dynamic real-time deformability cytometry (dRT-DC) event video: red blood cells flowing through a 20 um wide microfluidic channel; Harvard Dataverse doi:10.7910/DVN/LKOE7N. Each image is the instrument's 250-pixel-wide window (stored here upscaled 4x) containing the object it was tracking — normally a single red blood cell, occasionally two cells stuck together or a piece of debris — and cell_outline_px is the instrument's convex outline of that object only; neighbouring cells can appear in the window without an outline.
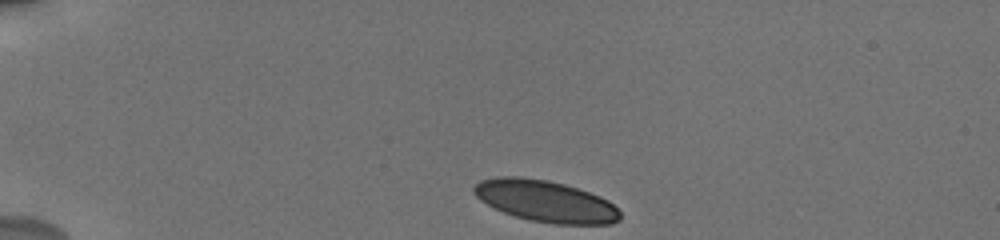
{"species": "human", "species_latin": "Homo sapiens", "temperature_condition": "cold", "stored_images_in_passage": 17, "camera_frame_rate_fps": 3000, "um_per_image_px": 0.085, "donor": {"sex": "male"}, "frame": {"image": 1, "passage_image": 1, "time_ms": 0.0, "image_size_px": [1000, 240], "cell_outline_px": [[620, 220], [612, 224], [552, 224], [532, 220], [516, 216], [504, 212], [480, 200], [472, 192], [472, 188], [480, 180], [500, 176], [520, 176], [548, 180], [564, 184], [600, 196], [608, 200], [620, 212]], "centroid_in_image_um": [46.36, 17.09], "position_along_channel_um": 38.6, "area_um2": 35.26}}
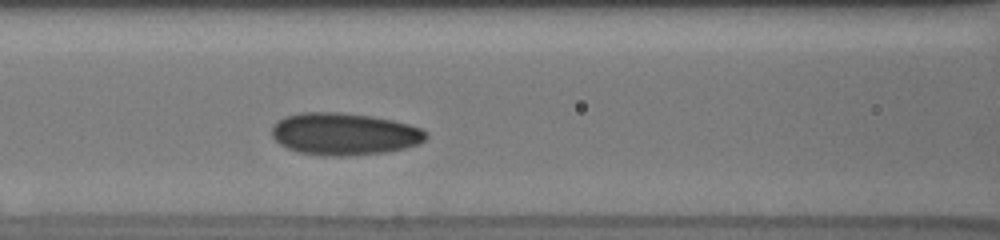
{"frame": {"image": 2, "passage_image": 11, "time_ms": 4.333, "image_size_px": [1000, 240], "cell_outline_px": [[428, 136], [420, 144], [404, 148], [384, 152], [348, 156], [324, 156], [300, 152], [288, 148], [280, 144], [272, 136], [272, 124], [276, 120], [284, 116], [300, 112], [340, 112], [372, 116], [392, 120], [408, 124], [420, 128], [428, 132]], "centroid_in_image_um": [29.24, 11.38], "position_along_channel_um": 137.4, "area_um2": 38.15}}
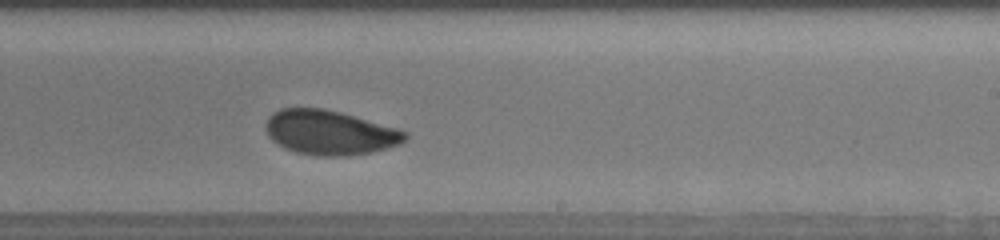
{"frame": {"image": 3, "passage_image": 17, "time_ms": 7.667, "image_size_px": [1000, 240], "cell_outline_px": [[408, 136], [400, 144], [372, 152], [344, 156], [320, 156], [296, 152], [284, 148], [272, 140], [268, 136], [268, 116], [272, 112], [280, 108], [324, 108], [340, 112], [396, 128], [408, 132]], "centroid_in_image_um": [28.03, 11.26], "position_along_channel_um": 261.0, "area_um2": 35.89}}